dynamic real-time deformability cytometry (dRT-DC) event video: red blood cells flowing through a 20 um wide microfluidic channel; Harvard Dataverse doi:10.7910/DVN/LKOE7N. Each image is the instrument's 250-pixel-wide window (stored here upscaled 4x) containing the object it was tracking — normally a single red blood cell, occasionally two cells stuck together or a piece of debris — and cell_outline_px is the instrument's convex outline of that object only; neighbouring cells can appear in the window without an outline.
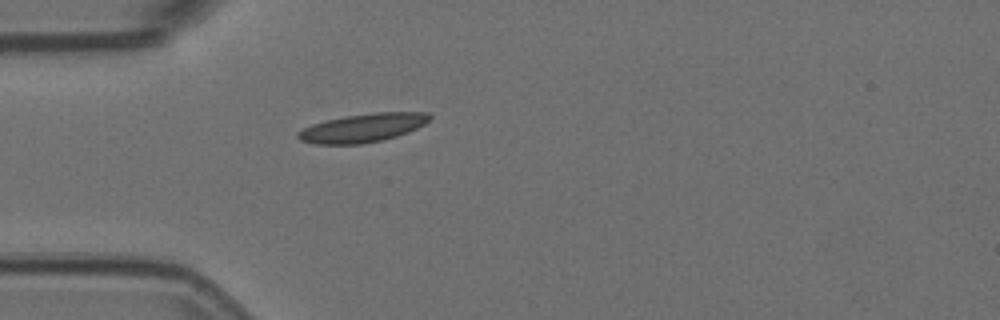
{"species": "Egyptian fruit bat (a non-hibernating species)", "species_latin": "Rousettus aegyptiacus", "temperature_condition": "room temperature", "stored_images_in_passage": 1, "camera_frame_rate_fps": 3000, "um_per_image_px": 0.085, "animal": {"sex": "female"}, "frame": {"image": 1, "passage_image": 1, "time_ms": 0.0, "image_size_px": [1000, 320], "cell_outline_px": [[432, 116], [424, 124], [408, 132], [396, 136], [380, 140], [360, 144], [316, 144], [300, 140], [296, 136], [296, 132], [312, 124], [344, 116], [376, 112], [428, 112]], "centroid_in_image_um": [30.82, 10.86], "position_along_channel_um": 54.2, "area_um2": 21.73}}